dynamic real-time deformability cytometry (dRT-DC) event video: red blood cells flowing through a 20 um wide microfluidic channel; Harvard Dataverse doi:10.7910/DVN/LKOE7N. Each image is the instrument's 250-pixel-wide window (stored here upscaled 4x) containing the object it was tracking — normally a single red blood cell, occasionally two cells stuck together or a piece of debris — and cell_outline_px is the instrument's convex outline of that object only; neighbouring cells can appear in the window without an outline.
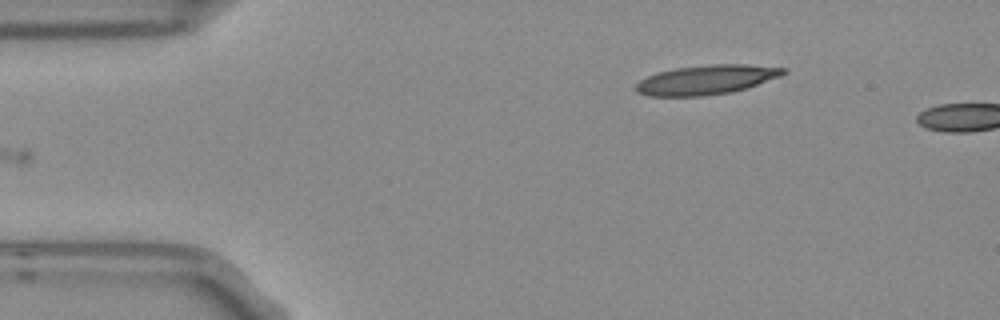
{"species": "Egyptian fruit bat (a non-hibernating species)", "species_latin": "Rousettus aegyptiacus", "temperature_condition": "room temperature", "stored_images_in_passage": 6, "camera_frame_rate_fps": 3000, "um_per_image_px": 0.085, "frame": {"image": 1, "passage_image": 6, "time_ms": 1.667, "image_size_px": [1000, 320], "cell_outline_px": [[788, 72], [780, 76], [732, 92], [704, 96], [648, 96], [636, 92], [636, 84], [640, 80], [656, 72], [676, 68], [712, 64], [744, 64], [788, 68]], "centroid_in_image_um": [60.03, 6.78], "position_along_channel_um": 25.0, "area_um2": 25.2}}